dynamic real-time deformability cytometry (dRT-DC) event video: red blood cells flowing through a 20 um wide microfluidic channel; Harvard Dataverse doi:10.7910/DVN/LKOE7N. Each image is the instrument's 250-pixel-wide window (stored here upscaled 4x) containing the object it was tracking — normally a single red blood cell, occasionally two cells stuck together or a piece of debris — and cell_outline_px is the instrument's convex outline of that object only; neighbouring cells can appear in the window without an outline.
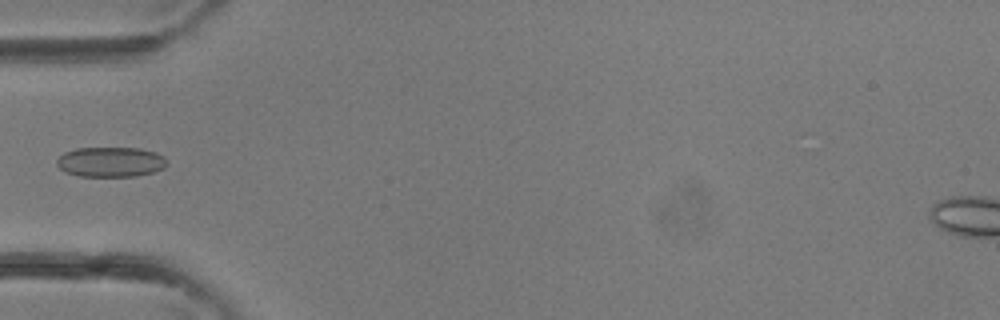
{"species": "common noctule bat (a hibernating species)", "species_latin": "Nyctalus noctula", "temperature_condition": "room temperature", "stored_images_in_passage": 3, "camera_frame_rate_fps": 3000, "um_per_image_px": 0.085, "animal": {"sex": "female"}, "frame": {"image": 1, "passage_image": 3, "time_ms": 0.667, "image_size_px": [1000, 320], "cell_outline_px": [[168, 164], [164, 168], [152, 172], [136, 176], [80, 176], [64, 172], [56, 164], [56, 160], [64, 152], [76, 148], [140, 148], [156, 152], [164, 156], [168, 160]], "centroid_in_image_um": [9.42, 13.76], "position_along_channel_um": 75.6, "area_um2": 19.42}}